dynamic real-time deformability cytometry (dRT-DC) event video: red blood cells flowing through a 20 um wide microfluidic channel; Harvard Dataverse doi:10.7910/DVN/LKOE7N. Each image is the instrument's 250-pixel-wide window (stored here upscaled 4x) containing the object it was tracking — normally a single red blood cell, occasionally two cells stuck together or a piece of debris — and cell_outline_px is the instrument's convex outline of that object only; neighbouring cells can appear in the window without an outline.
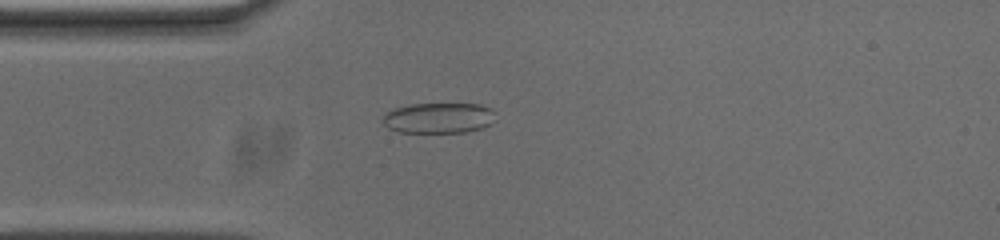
{"species": "common noctule bat (a hibernating species)", "species_latin": "Nyctalus noctula", "temperature_condition": "cold", "stored_images_in_passage": 53, "camera_frame_rate_fps": 3000, "um_per_image_px": 0.085, "animal": {"sex": "male", "body_mass_g": 20.0, "forearm_length_mm": 53.3}, "frame": {"image": 1, "passage_image": 13, "time_ms": 4.0, "image_size_px": [1000, 240], "cell_outline_px": [[496, 112], [488, 124], [480, 128], [468, 132], [396, 132], [388, 128], [380, 120], [384, 112], [392, 108], [412, 104], [480, 104], [492, 108]], "centroid_in_image_um": [37.2, 10.02], "position_along_channel_um": 47.8, "area_um2": 20.23}}
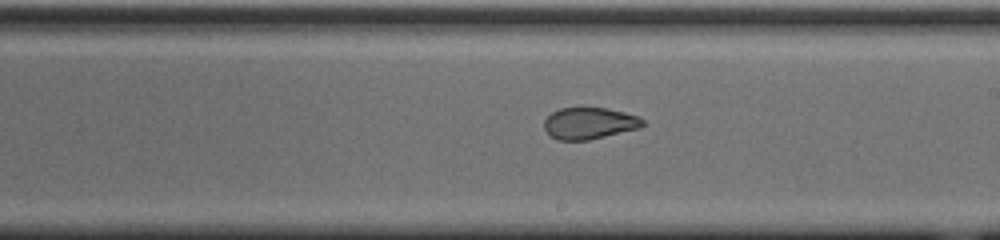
{"frame": {"image": 2, "passage_image": 29, "time_ms": 9.333, "image_size_px": [1000, 240], "cell_outline_px": [[644, 124], [640, 128], [588, 140], [556, 140], [544, 128], [544, 120], [552, 112], [560, 108], [608, 108], [640, 116], [644, 120]], "centroid_in_image_um": [50.11, 10.47], "position_along_channel_um": 238.9, "area_um2": 18.15}}
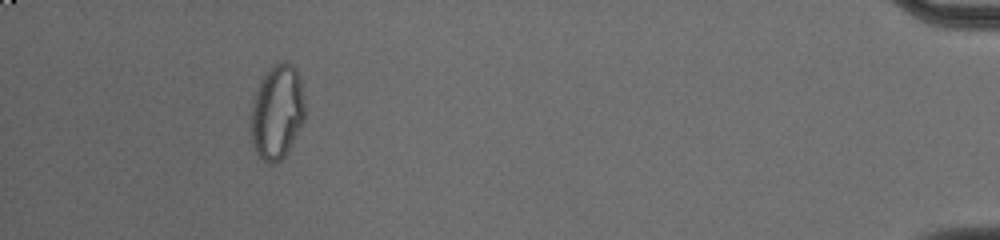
{"frame": {"image": 3, "passage_image": 49, "time_ms": 16.0, "image_size_px": [1000, 240], "cell_outline_px": [[304, 120], [284, 156], [276, 164], [268, 164], [256, 152], [252, 144], [248, 128], [248, 116], [252, 100], [256, 88], [264, 72], [268, 68], [284, 60], [288, 60], [296, 68], [300, 76], [304, 100]], "centroid_in_image_um": [23.49, 9.49], "position_along_channel_um": 411.7, "area_um2": 30.63}, "authors_computed_cell_mechanics": {"area_um2": 21.5016, "velocity_mm_per_s": 3.7096, "shape_relaxation_time_tau1_ms": null, "shape_relaxation_time_tau2_ms": 1.5945, "deformation_change_tau1": null, "deformation_change_tau2": 0.0682}}